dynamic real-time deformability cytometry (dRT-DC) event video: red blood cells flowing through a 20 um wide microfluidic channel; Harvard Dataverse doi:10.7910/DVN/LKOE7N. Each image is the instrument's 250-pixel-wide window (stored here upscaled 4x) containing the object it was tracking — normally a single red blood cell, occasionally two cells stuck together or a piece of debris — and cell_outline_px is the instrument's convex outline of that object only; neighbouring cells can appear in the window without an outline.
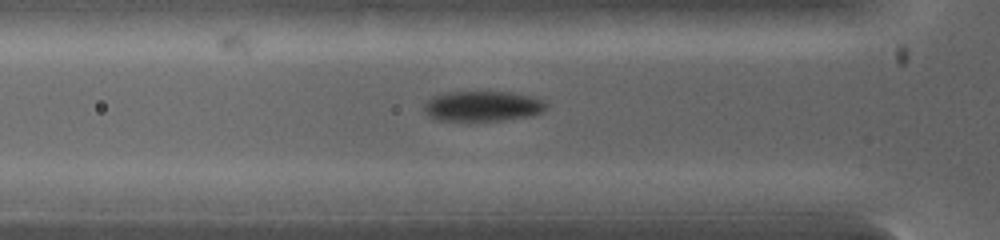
{"species": "common noctule bat (a hibernating species)", "species_latin": "Nyctalus noctula", "temperature_condition": "warm", "stored_images_in_passage": 3, "camera_frame_rate_fps": 5000, "um_per_image_px": 0.085, "animal": {"sex": "female", "body_mass_g": 19.0, "forearm_length_mm": 53.3}, "frame": {"image": 1, "passage_image": 2, "time_ms": 0.2, "image_size_px": [1000, 240], "cell_outline_px": [[548, 104], [540, 112], [532, 116], [504, 120], [468, 124], [464, 124], [432, 120], [424, 112], [424, 104], [428, 100], [436, 96], [448, 92], [512, 92], [532, 96], [544, 100]], "centroid_in_image_um": [40.97, 9.09], "position_along_channel_um": 84.8, "area_um2": 22.6}}